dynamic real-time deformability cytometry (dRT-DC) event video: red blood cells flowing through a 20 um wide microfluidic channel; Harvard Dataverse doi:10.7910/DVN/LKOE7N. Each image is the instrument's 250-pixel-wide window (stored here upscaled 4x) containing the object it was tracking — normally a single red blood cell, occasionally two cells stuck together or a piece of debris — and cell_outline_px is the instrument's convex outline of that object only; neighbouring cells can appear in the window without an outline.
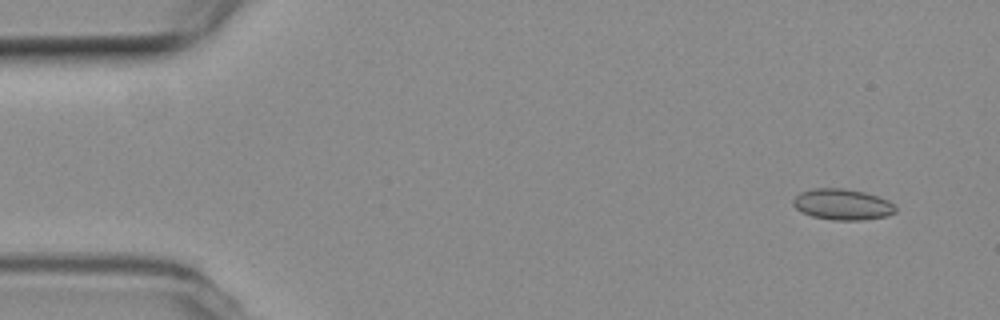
{"species": "common noctule bat (a hibernating species)", "species_latin": "Nyctalus noctula", "temperature_condition": "room temperature", "stored_images_in_passage": 51, "camera_frame_rate_fps": 3000, "um_per_image_px": 0.085, "animal": {"sex": "female", "body_mass_g": 19.3, "forearm_length_mm": 54.1}, "frame": {"image": 1, "passage_image": 1, "time_ms": 0.0, "image_size_px": [1000, 320], "cell_outline_px": [[896, 212], [888, 216], [864, 220], [832, 220], [812, 216], [796, 208], [792, 204], [792, 200], [800, 192], [812, 188], [844, 188], [864, 192], [888, 200], [896, 208]], "centroid_in_image_um": [71.6, 17.37], "position_along_channel_um": 13.4, "area_um2": 18.5}}
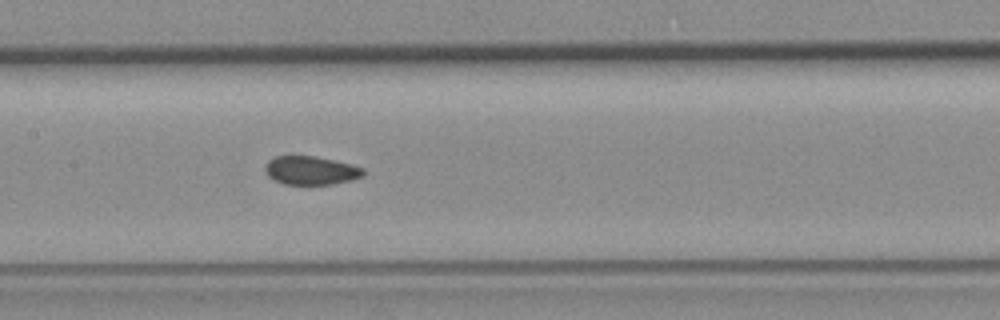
{"frame": {"image": 2, "passage_image": 23, "time_ms": 7.333, "image_size_px": [1000, 320], "cell_outline_px": [[364, 176], [352, 180], [332, 184], [284, 184], [268, 176], [264, 168], [268, 160], [276, 156], [312, 156], [352, 164], [364, 168]], "centroid_in_image_um": [26.44, 14.49], "position_along_channel_um": 181.0, "area_um2": 16.24}}
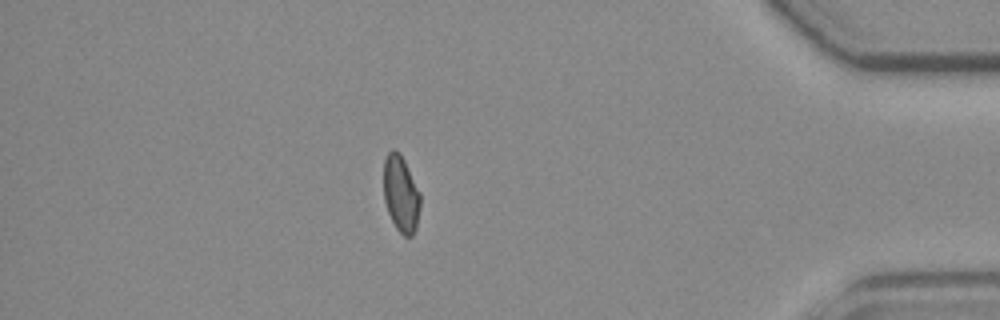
{"frame": {"image": 3, "passage_image": 44, "time_ms": 14.333, "image_size_px": [1000, 320], "cell_outline_px": [[420, 204], [416, 228], [412, 236], [404, 236], [396, 228], [388, 212], [384, 200], [384, 160], [388, 152], [392, 148], [400, 152], [420, 192]], "centroid_in_image_um": [34.07, 16.46], "position_along_channel_um": 401.1, "area_um2": 16.3}, "authors_computed_cell_mechanics": {"area_um2": 17.2244, "velocity_mm_per_s": 3.7972, "shape_relaxation_time_tau1_ms": null, "shape_relaxation_time_tau2_ms": 1.8344, "deformation_change_tau1": null, "deformation_change_tau2": 0.0495}}